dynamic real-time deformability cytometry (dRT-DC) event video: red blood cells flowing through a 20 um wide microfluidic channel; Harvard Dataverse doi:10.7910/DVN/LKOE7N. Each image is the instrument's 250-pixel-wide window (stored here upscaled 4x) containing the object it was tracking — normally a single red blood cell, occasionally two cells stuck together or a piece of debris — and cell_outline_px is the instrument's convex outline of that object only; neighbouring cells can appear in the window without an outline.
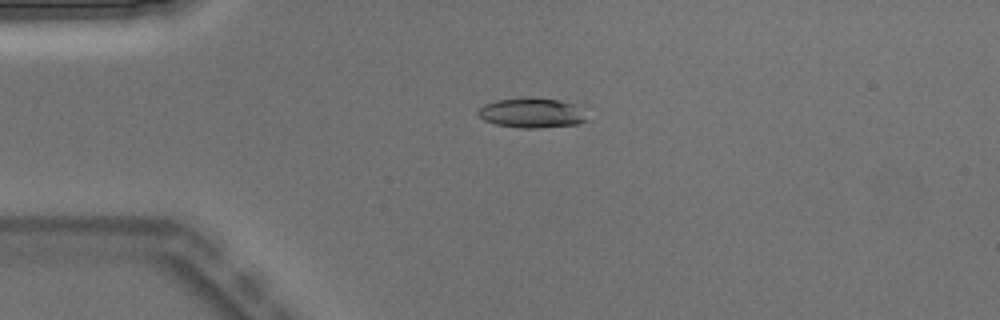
{"species": "Egyptian fruit bat (a non-hibernating species)", "species_latin": "Rousettus aegyptiacus", "temperature_condition": "warm", "stored_images_in_passage": 5, "camera_frame_rate_fps": 3000, "um_per_image_px": 0.085, "animal": {"sex": "male"}, "frame": {"image": 1, "passage_image": 4, "time_ms": 1.0, "image_size_px": [1000, 320], "cell_outline_px": [[588, 120], [580, 124], [540, 128], [520, 128], [496, 124], [484, 120], [476, 112], [484, 104], [496, 100], [528, 96], [560, 100], [572, 104]], "centroid_in_image_um": [45.14, 9.59], "position_along_channel_um": 39.9, "area_um2": 18.9}}